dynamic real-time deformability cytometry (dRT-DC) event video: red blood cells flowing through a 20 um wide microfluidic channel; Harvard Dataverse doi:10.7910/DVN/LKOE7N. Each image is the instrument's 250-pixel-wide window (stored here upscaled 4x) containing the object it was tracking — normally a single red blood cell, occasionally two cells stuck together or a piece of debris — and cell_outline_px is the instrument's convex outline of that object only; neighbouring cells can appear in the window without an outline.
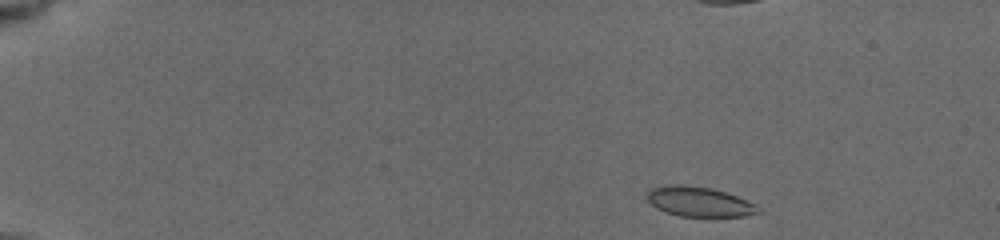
{"species": "common noctule bat (a hibernating species)", "species_latin": "Nyctalus noctula", "temperature_condition": "cold", "stored_images_in_passage": 24, "camera_frame_rate_fps": 3000, "um_per_image_px": 0.085, "animal": {"sex": "female", "body_mass_g": 19.5, "forearm_length_mm": 54.1}, "frame": {"image": 1, "passage_image": 1, "time_ms": 0.0, "image_size_px": [1000, 240], "cell_outline_px": [[764, 212], [744, 216], [680, 216], [656, 208], [648, 200], [648, 192], [652, 188], [664, 184], [680, 184], [712, 188], [736, 196], [756, 204]], "centroid_in_image_um": [59.46, 17.14], "position_along_channel_um": 25.5, "area_um2": 19.25}}
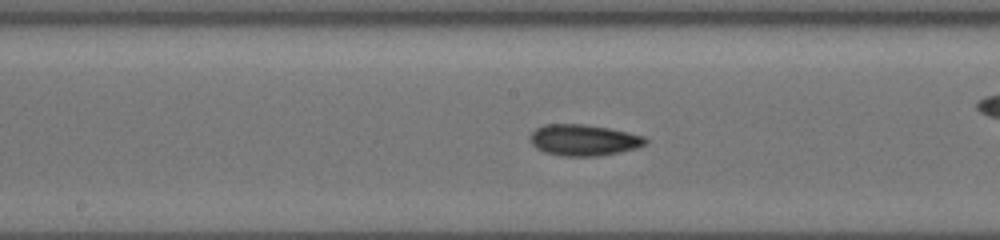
{"frame": {"image": 2, "passage_image": 19, "time_ms": 7.333, "image_size_px": [1000, 240], "cell_outline_px": [[648, 140], [640, 148], [600, 156], [560, 156], [544, 152], [536, 148], [528, 140], [528, 136], [536, 128], [544, 124], [584, 124], [608, 128], [628, 132], [644, 136]], "centroid_in_image_um": [49.59, 11.91], "position_along_channel_um": 198.6, "area_um2": 21.27}}
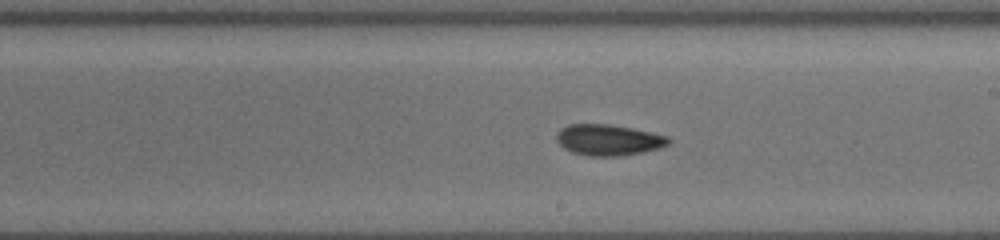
{"frame": {"image": 3, "passage_image": 21, "time_ms": 8.333, "image_size_px": [1000, 240], "cell_outline_px": [[672, 140], [668, 144], [660, 148], [644, 152], [620, 156], [588, 156], [572, 152], [564, 148], [556, 140], [556, 132], [560, 128], [568, 124], [608, 124], [632, 128], [668, 136]], "centroid_in_image_um": [51.71, 11.89], "position_along_channel_um": 237.3, "area_um2": 20.4}}